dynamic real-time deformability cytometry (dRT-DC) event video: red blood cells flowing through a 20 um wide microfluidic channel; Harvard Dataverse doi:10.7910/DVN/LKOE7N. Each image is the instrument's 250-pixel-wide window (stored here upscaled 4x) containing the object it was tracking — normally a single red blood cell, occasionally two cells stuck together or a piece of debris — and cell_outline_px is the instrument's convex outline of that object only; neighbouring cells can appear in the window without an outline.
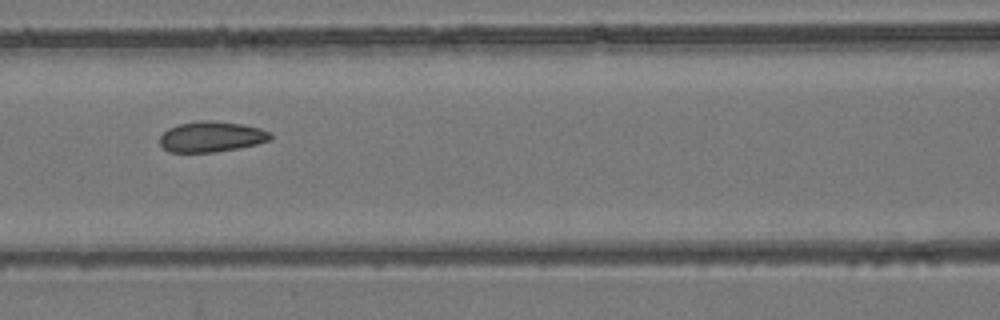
{"species": "common noctule bat (a hibernating species)", "species_latin": "Nyctalus noctula", "temperature_condition": "room temperature", "stored_images_in_passage": 9, "camera_frame_rate_fps": 3000, "um_per_image_px": 0.085, "animal": {"sex": "female", "body_mass_g": 24.6, "forearm_length_mm": 56.2}, "frame": {"image": 1, "passage_image": 7, "time_ms": 7.667, "image_size_px": [1000, 320], "cell_outline_px": [[272, 136], [268, 140], [256, 144], [216, 152], [168, 152], [160, 144], [160, 136], [168, 128], [176, 124], [200, 120], [208, 120], [240, 124], [260, 128], [272, 132]], "centroid_in_image_um": [17.94, 11.61], "position_along_channel_um": 148.7, "area_um2": 19.65}}
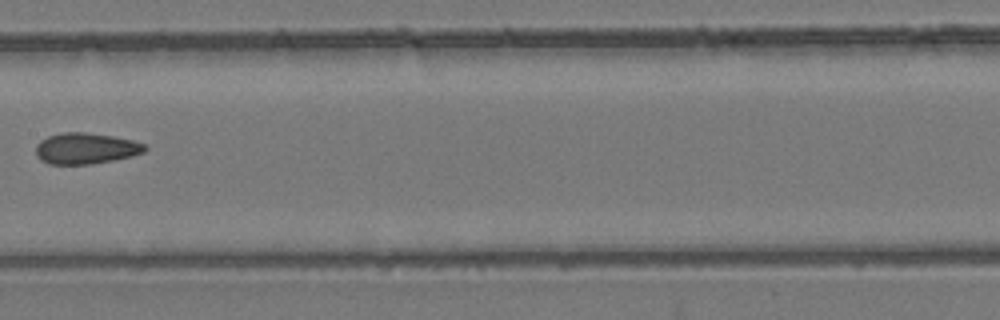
{"frame": {"image": 2, "passage_image": 8, "time_ms": 9.0, "image_size_px": [1000, 320], "cell_outline_px": [[148, 148], [144, 152], [132, 156], [112, 160], [88, 164], [48, 164], [40, 160], [36, 156], [36, 144], [40, 140], [48, 136], [64, 132], [84, 132], [112, 136], [132, 140], [144, 144]], "centroid_in_image_um": [7.26, 12.61], "position_along_channel_um": 200.1, "area_um2": 19.71}}
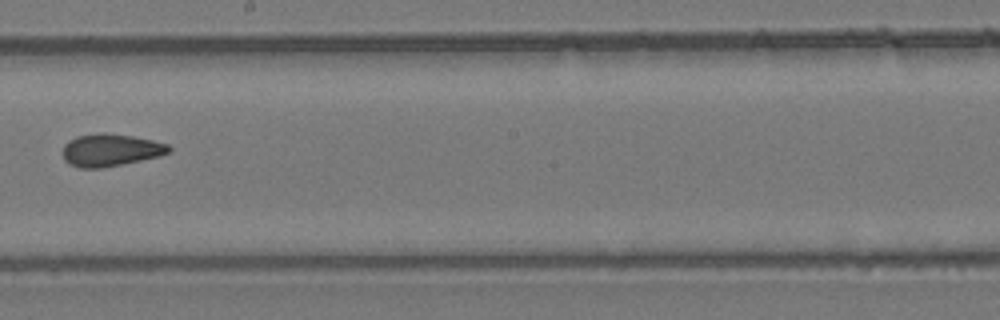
{"frame": {"image": 3, "passage_image": 9, "time_ms": 10.0, "image_size_px": [1000, 320], "cell_outline_px": [[172, 148], [168, 152], [160, 156], [100, 168], [80, 168], [68, 164], [64, 160], [64, 144], [68, 140], [76, 136], [100, 132], [104, 132], [132, 136], [152, 140], [168, 144]], "centroid_in_image_um": [9.37, 12.74], "position_along_channel_um": 238.8, "area_um2": 20.0}}